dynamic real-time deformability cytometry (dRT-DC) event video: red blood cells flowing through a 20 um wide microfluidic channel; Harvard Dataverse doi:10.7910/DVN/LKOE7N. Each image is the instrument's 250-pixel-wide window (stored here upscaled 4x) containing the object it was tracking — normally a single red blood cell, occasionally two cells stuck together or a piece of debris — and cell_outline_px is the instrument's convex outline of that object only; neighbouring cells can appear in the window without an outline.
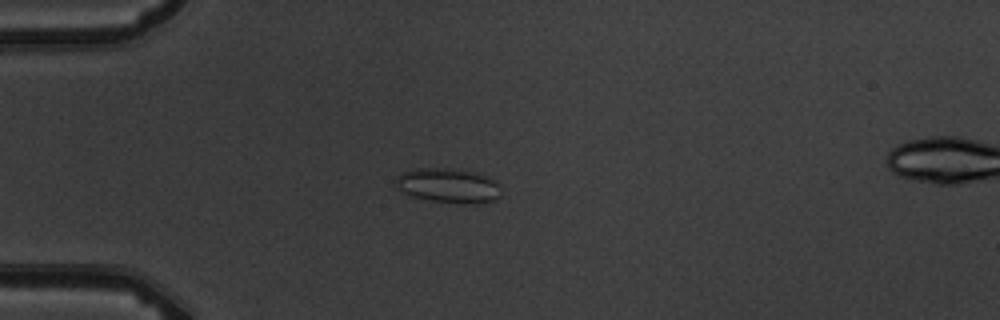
{"species": "common noctule bat (a hibernating species)", "species_latin": "Nyctalus noctula", "temperature_condition": "warm", "stored_images_in_passage": 10, "camera_frame_rate_fps": 3000, "um_per_image_px": 0.085, "animal": {"sex": "male", "body_mass_g": 19.5, "forearm_length_mm": 54.6}, "frame": {"image": 1, "passage_image": 5, "time_ms": 4.667, "image_size_px": [1000, 320], "cell_outline_px": [[500, 196], [492, 200], [476, 204], [464, 204], [432, 200], [408, 196], [396, 184], [396, 176], [404, 172], [420, 168], [444, 168], [472, 172], [488, 176], [500, 184]], "centroid_in_image_um": [38.13, 15.78], "position_along_channel_um": 46.9, "area_um2": 21.04}}
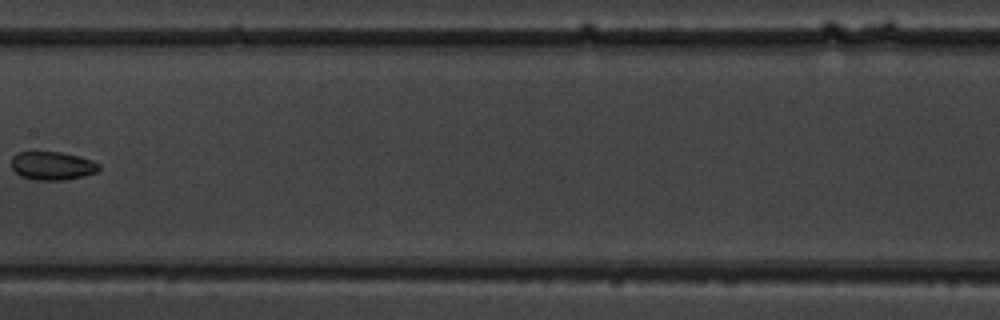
{"frame": {"image": 2, "passage_image": 9, "time_ms": 9.333, "image_size_px": [1000, 320], "cell_outline_px": [[100, 168], [96, 172], [84, 176], [64, 180], [32, 180], [20, 176], [12, 168], [12, 156], [16, 152], [60, 152], [80, 156], [92, 160], [100, 164]], "centroid_in_image_um": [4.45, 14.09], "position_along_channel_um": 203.0, "area_um2": 14.62}}
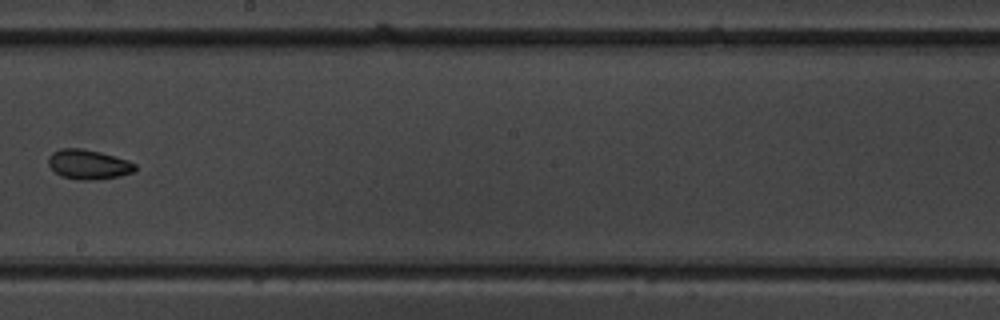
{"frame": {"image": 3, "passage_image": 10, "time_ms": 10.333, "image_size_px": [1000, 320], "cell_outline_px": [[136, 172], [120, 176], [92, 180], [76, 180], [60, 176], [48, 164], [48, 156], [52, 152], [60, 148], [80, 148], [100, 152], [128, 160], [136, 164]], "centroid_in_image_um": [7.52, 13.98], "position_along_channel_um": 240.7, "area_um2": 15.14}}